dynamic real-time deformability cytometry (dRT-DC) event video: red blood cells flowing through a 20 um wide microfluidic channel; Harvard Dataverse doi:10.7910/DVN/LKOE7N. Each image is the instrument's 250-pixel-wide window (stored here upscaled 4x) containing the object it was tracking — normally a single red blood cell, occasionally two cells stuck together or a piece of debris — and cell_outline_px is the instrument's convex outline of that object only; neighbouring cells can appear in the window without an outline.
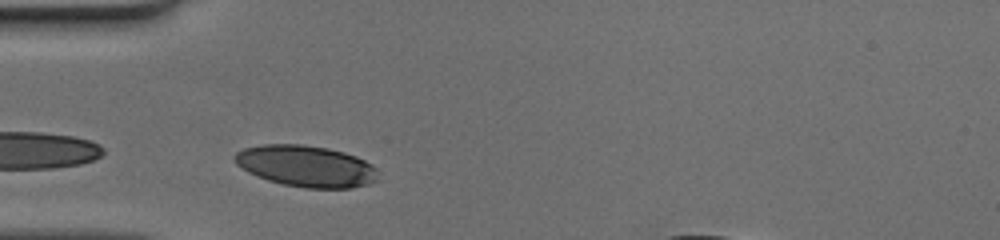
{"species": "human", "species_latin": "Homo sapiens", "temperature_condition": "cold", "stored_images_in_passage": 12, "camera_frame_rate_fps": 3000, "um_per_image_px": 0.085, "donor": {"sex": "female"}, "frame": {"image": 1, "passage_image": 1, "time_ms": 0.0, "image_size_px": [1000, 240], "cell_outline_px": [[380, 180], [368, 184], [352, 188], [304, 188], [284, 184], [268, 180], [256, 176], [248, 172], [236, 164], [232, 160], [232, 156], [236, 152], [244, 148], [260, 144], [300, 144], [328, 148], [344, 152], [356, 156], [364, 160], [376, 168]], "centroid_in_image_um": [26.01, 14.12], "position_along_channel_um": 59.0, "area_um2": 34.91}}
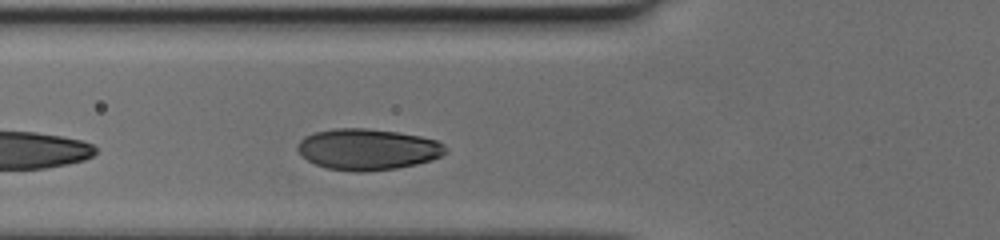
{"frame": {"image": 2, "passage_image": 4, "time_ms": 1.0, "image_size_px": [1000, 240], "cell_outline_px": [[448, 152], [432, 160], [416, 164], [396, 168], [364, 172], [352, 172], [328, 168], [316, 164], [308, 160], [296, 148], [300, 140], [304, 136], [312, 132], [336, 128], [368, 128], [396, 132], [420, 136], [436, 140], [444, 144]], "centroid_in_image_um": [31.25, 12.69], "position_along_channel_um": 94.5, "area_um2": 35.55}}
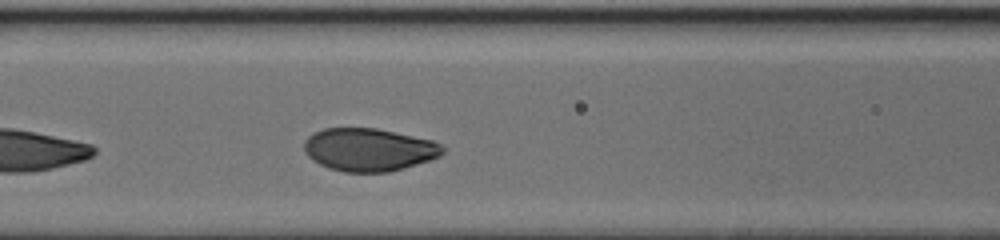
{"frame": {"image": 3, "passage_image": 7, "time_ms": 2.0, "image_size_px": [1000, 240], "cell_outline_px": [[444, 152], [440, 156], [404, 168], [388, 172], [344, 172], [328, 168], [312, 160], [308, 156], [304, 148], [304, 140], [308, 136], [324, 128], [376, 128], [432, 140], [440, 144], [444, 148]], "centroid_in_image_um": [31.34, 12.72], "position_along_channel_um": 135.3, "area_um2": 34.51}}